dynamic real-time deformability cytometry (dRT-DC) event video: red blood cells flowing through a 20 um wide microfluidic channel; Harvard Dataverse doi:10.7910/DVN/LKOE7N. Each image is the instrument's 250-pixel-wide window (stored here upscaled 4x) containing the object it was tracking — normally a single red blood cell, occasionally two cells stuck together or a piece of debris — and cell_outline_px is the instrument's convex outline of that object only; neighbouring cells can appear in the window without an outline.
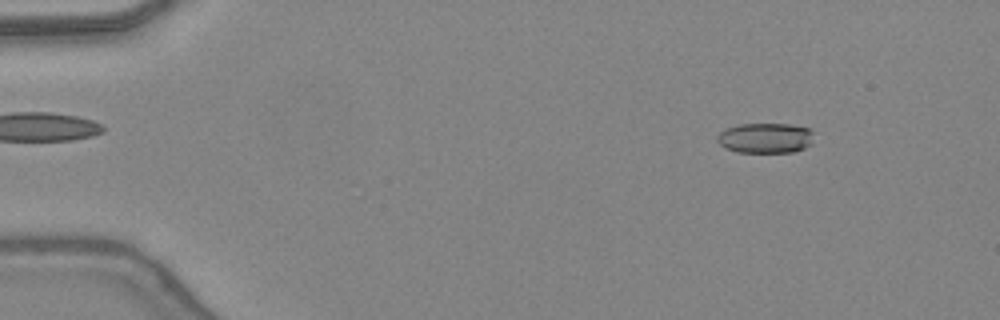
{"species": "common noctule bat (a hibernating species)", "species_latin": "Nyctalus noctula", "temperature_condition": "warm", "stored_images_in_passage": 14, "camera_frame_rate_fps": 3000, "um_per_image_px": 0.085, "animal": {"sex": "female", "body_mass_g": 24.6, "forearm_length_mm": 56.2}, "frame": {"image": 1, "passage_image": 6, "time_ms": 1.667, "image_size_px": [1000, 320], "cell_outline_px": [[812, 144], [804, 148], [792, 152], [736, 152], [720, 144], [716, 140], [716, 136], [724, 128], [740, 124], [788, 124], [808, 128], [812, 132]], "centroid_in_image_um": [65.04, 11.73], "position_along_channel_um": 20.0, "area_um2": 16.99}}